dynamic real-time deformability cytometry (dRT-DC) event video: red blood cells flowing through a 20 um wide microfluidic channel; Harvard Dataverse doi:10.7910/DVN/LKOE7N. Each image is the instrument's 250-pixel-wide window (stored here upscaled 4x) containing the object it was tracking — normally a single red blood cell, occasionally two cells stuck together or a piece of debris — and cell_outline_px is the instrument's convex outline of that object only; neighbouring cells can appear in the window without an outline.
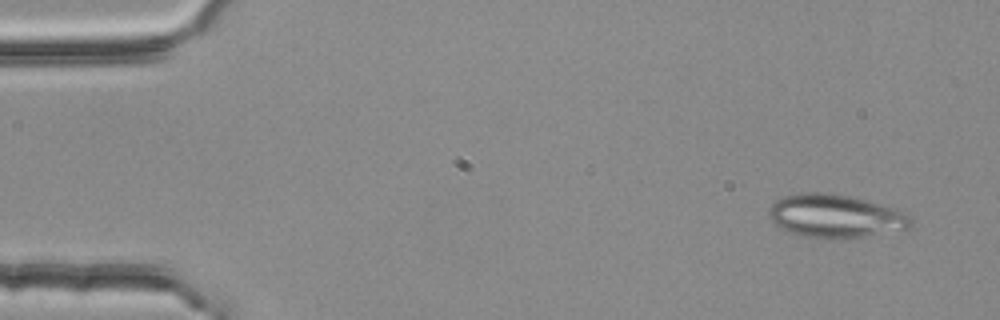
{"species": "common noctule bat (a hibernating species)", "species_latin": "Nyctalus noctula", "temperature_condition": "room temperature", "stored_images_in_passage": 3, "camera_frame_rate_fps": 3000, "um_per_image_px": 0.085, "animal": {"sex": "female", "body_mass_g": 25.1}, "frame": {"image": 1, "passage_image": 1, "time_ms": 0.0, "image_size_px": [1000, 320], "cell_outline_px": [[912, 224], [908, 228], [864, 236], [824, 240], [800, 236], [788, 232], [780, 228], [768, 216], [768, 208], [776, 200], [784, 196], [800, 192], [824, 192], [848, 196], [896, 208], [912, 216]], "centroid_in_image_um": [70.96, 18.37], "position_along_channel_um": 14.0, "area_um2": 36.01}}